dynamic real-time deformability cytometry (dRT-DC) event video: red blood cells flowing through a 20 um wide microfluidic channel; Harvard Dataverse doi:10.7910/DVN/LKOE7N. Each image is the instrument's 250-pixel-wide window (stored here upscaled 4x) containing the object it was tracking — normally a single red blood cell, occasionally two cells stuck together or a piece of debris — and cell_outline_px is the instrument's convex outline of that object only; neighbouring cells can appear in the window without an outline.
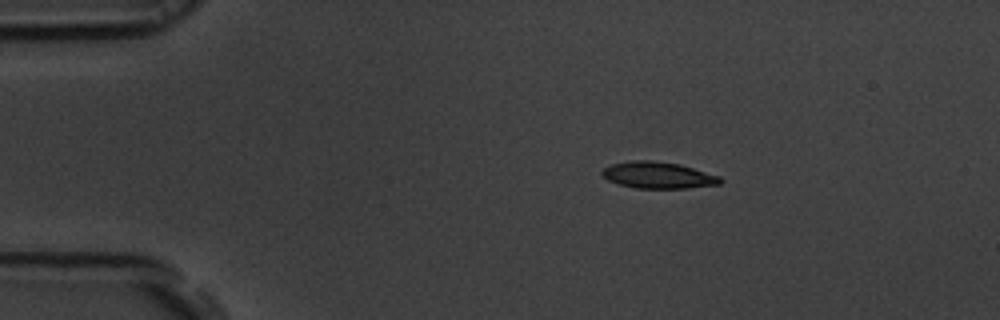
{"species": "common noctule bat (a hibernating species)", "species_latin": "Nyctalus noctula", "temperature_condition": "room temperature", "stored_images_in_passage": 45, "camera_frame_rate_fps": 3000, "um_per_image_px": 0.085, "animal": {"sex": "male", "body_mass_g": 19.5, "forearm_length_mm": 54.6}, "frame": {"image": 1, "passage_image": 1, "time_ms": 0.0, "image_size_px": [1000, 320], "cell_outline_px": [[724, 180], [720, 184], [684, 188], [636, 188], [620, 184], [608, 180], [600, 172], [604, 168], [612, 164], [636, 160], [652, 160], [680, 164], [720, 176]], "centroid_in_image_um": [55.96, 14.88], "position_along_channel_um": 29.0, "area_um2": 18.15}}
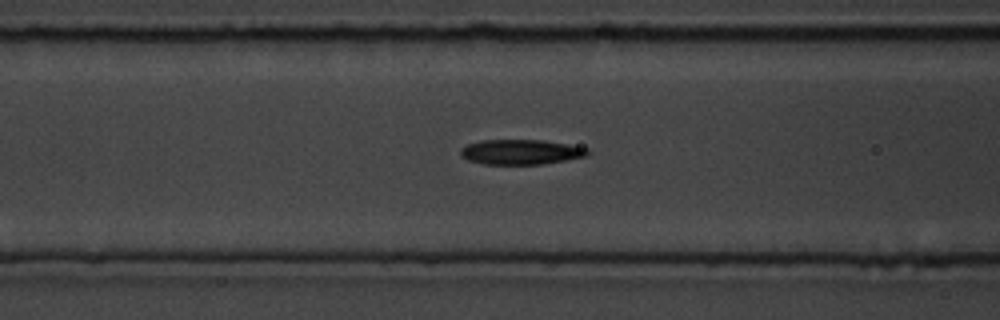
{"frame": {"image": 2, "passage_image": 13, "time_ms": 4.0, "image_size_px": [1000, 320], "cell_outline_px": [[588, 152], [584, 156], [544, 164], [484, 164], [468, 160], [460, 156], [460, 148], [468, 144], [480, 140], [544, 140], [568, 144], [588, 148]], "centroid_in_image_um": [44.22, 12.91], "position_along_channel_um": 122.4, "area_um2": 18.44}}
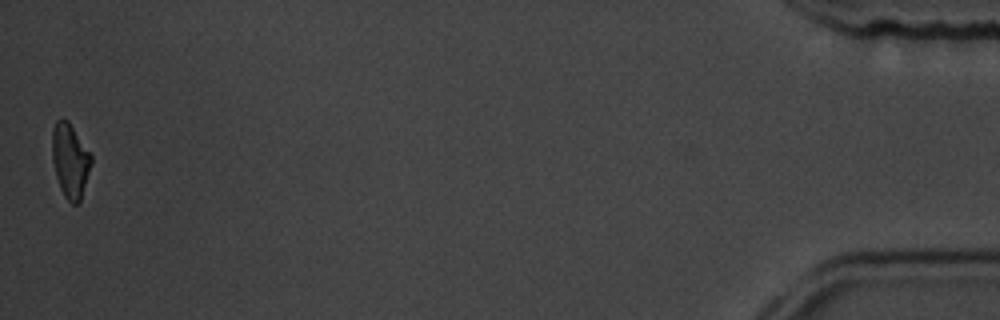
{"frame": {"image": 3, "passage_image": 45, "time_ms": 14.667, "image_size_px": [1000, 320], "cell_outline_px": [[92, 164], [80, 204], [72, 204], [64, 196], [60, 188], [56, 176], [52, 160], [52, 128], [56, 120], [60, 116], [68, 120], [92, 156]], "centroid_in_image_um": [5.96, 13.65], "position_along_channel_um": 429.2, "area_um2": 17.22}, "authors_computed_cell_mechanics": {"area_um2": 18.2648, "velocity_mm_per_s": 3.773, "shape_relaxation_time_tau1_ms": 3.6949, "shape_relaxation_time_tau2_ms": 3.3352, "deformation_change_tau1": 0.1339, "deformation_change_tau2": 0.1124}}